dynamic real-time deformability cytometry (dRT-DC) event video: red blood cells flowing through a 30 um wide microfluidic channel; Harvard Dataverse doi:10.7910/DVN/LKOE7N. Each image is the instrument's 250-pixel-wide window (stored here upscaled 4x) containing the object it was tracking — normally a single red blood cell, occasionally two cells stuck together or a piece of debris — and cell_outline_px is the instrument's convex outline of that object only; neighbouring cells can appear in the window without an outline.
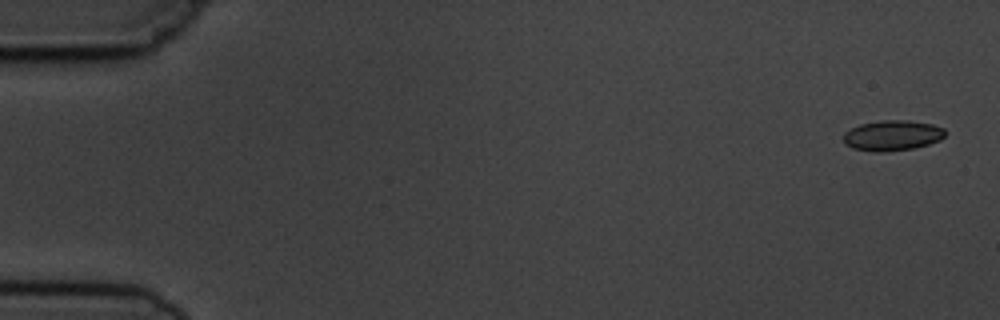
{"species": "common noctule bat (a hibernating species)", "species_latin": "Nyctalus noctula", "temperature_condition": "cold", "stored_images_in_passage": 4, "camera_frame_rate_fps": 3000, "um_per_image_px": 0.085, "animal": {"sex": "male", "body_mass_g": 19.5, "forearm_length_mm": 54.6}, "frame": {"image": 1, "passage_image": 1, "time_ms": 0.0, "image_size_px": [1000, 320], "cell_outline_px": [[948, 132], [940, 140], [916, 148], [884, 152], [872, 152], [852, 148], [844, 144], [844, 132], [860, 124], [880, 120], [908, 120], [932, 124], [944, 128]], "centroid_in_image_um": [75.86, 11.52], "position_along_channel_um": 9.1, "area_um2": 18.26}}
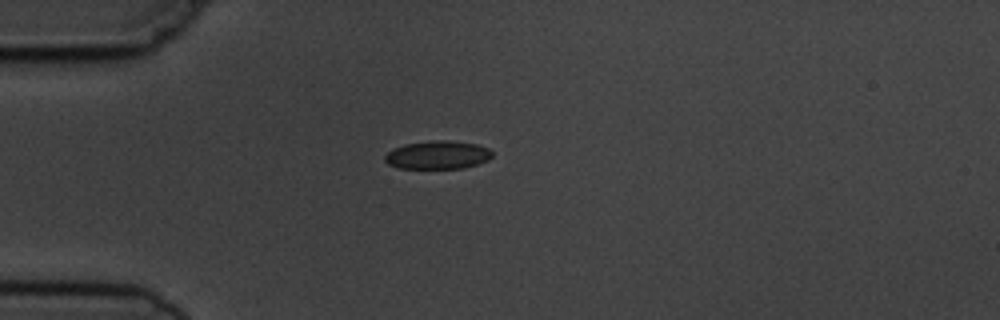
{"frame": {"image": 2, "passage_image": 4, "time_ms": 4.333, "image_size_px": [1000, 320], "cell_outline_px": [[492, 156], [488, 160], [464, 168], [396, 168], [388, 164], [384, 160], [384, 156], [392, 148], [404, 144], [428, 140], [448, 140], [476, 144], [488, 148], [492, 152]], "centroid_in_image_um": [37.16, 13.16], "position_along_channel_um": 47.8, "area_um2": 17.8}}